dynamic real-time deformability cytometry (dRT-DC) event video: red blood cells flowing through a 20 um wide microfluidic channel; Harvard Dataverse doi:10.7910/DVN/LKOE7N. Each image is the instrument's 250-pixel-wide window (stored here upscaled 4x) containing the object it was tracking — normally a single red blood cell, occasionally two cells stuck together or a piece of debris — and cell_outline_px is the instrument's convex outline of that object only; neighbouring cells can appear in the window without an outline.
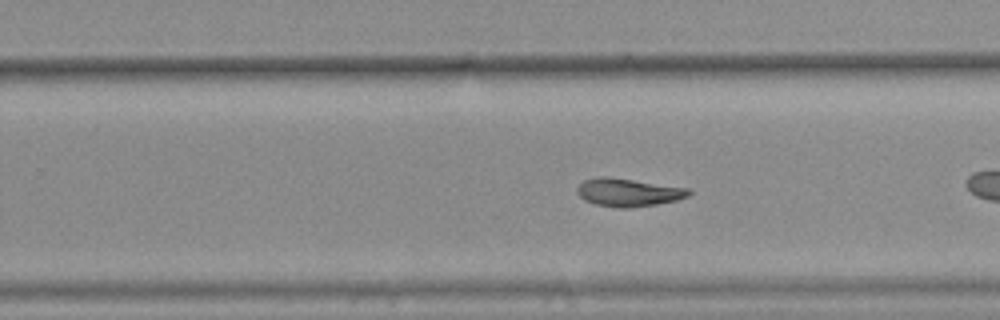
{"species": "common noctule bat (a hibernating species)", "species_latin": "Nyctalus noctula", "temperature_condition": "warm", "stored_images_in_passage": 30, "camera_frame_rate_fps": 3000, "um_per_image_px": 0.085, "animal": {"sex": "female", "body_mass_g": 25.1}, "frame": {"image": 1, "passage_image": 18, "time_ms": 5.667, "image_size_px": [1000, 320], "cell_outline_px": [[692, 192], [688, 196], [676, 200], [656, 204], [628, 208], [616, 208], [596, 204], [584, 200], [576, 192], [576, 188], [584, 180], [596, 176], [604, 176], [692, 188]], "centroid_in_image_um": [53.41, 16.35], "position_along_channel_um": 276.4, "area_um2": 18.32}, "authors_computed_cell_mechanics": {"area_um2": 18.1492, "velocity_mm_per_s": 3.7878, "shape_relaxation_time_tau1_ms": null, "shape_relaxation_time_tau2_ms": 8.6526, "deformation_change_tau1": null, "deformation_change_tau2": 0.1523}}